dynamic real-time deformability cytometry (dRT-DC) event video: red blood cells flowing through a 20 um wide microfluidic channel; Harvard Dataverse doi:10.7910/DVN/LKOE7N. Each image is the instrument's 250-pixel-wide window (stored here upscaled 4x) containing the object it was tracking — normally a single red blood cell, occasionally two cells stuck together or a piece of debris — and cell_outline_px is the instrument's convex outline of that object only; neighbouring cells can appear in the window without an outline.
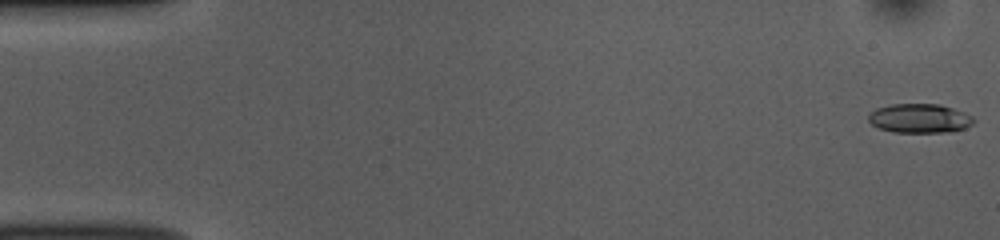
{"species": "common noctule bat (a hibernating species)", "species_latin": "Nyctalus noctula", "temperature_condition": "room temperature", "stored_images_in_passage": 15, "camera_frame_rate_fps": 3000, "um_per_image_px": 0.085, "animal": {"sex": "female", "body_mass_g": 10.0, "forearm_length_mm": 53.1}, "frame": {"image": 1, "passage_image": 1, "time_ms": 0.0, "image_size_px": [1000, 240], "cell_outline_px": [[976, 120], [972, 124], [964, 128], [948, 132], [892, 132], [880, 128], [872, 124], [868, 120], [868, 116], [876, 108], [892, 104], [940, 104], [964, 112], [972, 116]], "centroid_in_image_um": [78.18, 10.06], "position_along_channel_um": 6.8, "area_um2": 17.8}}
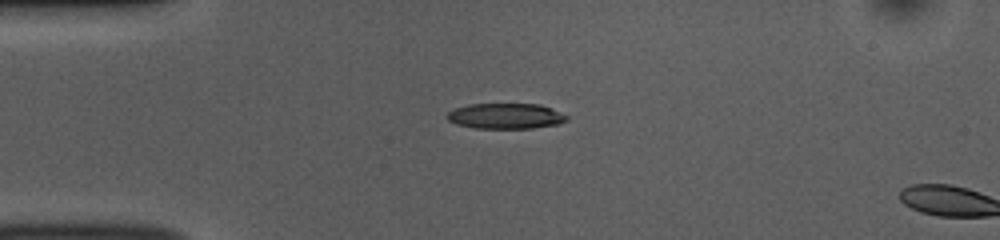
{"frame": {"image": 2, "passage_image": 13, "time_ms": 4.0, "image_size_px": [1000, 240], "cell_outline_px": [[568, 120], [556, 124], [532, 128], [476, 128], [456, 124], [448, 120], [444, 116], [448, 112], [456, 108], [468, 104], [540, 104], [552, 108], [568, 116]], "centroid_in_image_um": [42.96, 9.86], "position_along_channel_um": 42.0, "area_um2": 17.8}}